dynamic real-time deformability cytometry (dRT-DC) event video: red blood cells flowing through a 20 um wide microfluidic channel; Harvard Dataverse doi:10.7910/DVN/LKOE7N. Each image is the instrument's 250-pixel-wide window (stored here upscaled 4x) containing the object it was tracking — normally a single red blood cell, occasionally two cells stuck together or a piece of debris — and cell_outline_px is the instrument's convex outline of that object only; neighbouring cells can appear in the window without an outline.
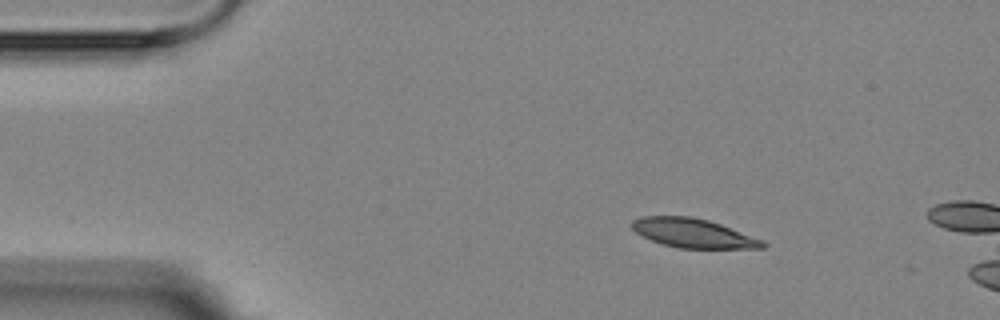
{"species": "Egyptian fruit bat (a non-hibernating species)", "species_latin": "Rousettus aegyptiacus", "temperature_condition": "room temperature", "stored_images_in_passage": 3, "camera_frame_rate_fps": 3000, "um_per_image_px": 0.085, "animal": {"sex": "female"}, "frame": {"image": 1, "passage_image": 1, "time_ms": 0.0, "image_size_px": [1000, 320], "cell_outline_px": [[768, 244], [764, 248], [680, 248], [664, 244], [652, 240], [636, 232], [632, 228], [632, 220], [640, 216], [692, 216], [708, 220], [720, 224], [764, 240]], "centroid_in_image_um": [58.94, 19.81], "position_along_channel_um": 26.1, "area_um2": 22.02}}